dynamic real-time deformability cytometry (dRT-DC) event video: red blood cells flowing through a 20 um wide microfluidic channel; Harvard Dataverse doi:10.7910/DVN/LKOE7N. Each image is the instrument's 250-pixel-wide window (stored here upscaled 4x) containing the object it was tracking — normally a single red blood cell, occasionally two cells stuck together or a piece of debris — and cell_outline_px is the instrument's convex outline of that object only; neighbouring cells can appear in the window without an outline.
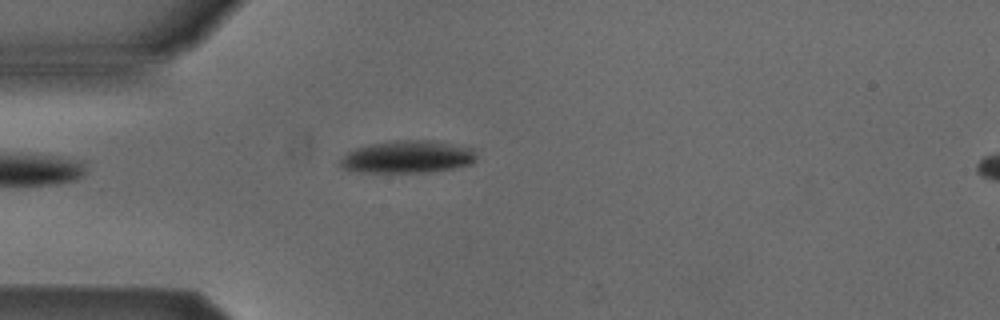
{"species": "Egyptian fruit bat (a non-hibernating species)", "species_latin": "Rousettus aegyptiacus", "temperature_condition": "cold", "stored_images_in_passage": 34, "camera_frame_rate_fps": 3000, "um_per_image_px": 0.085, "animal": {"sex": "male"}, "frame": {"image": 1, "passage_image": 1, "time_ms": 0.0, "image_size_px": [1000, 320], "cell_outline_px": [[476, 160], [472, 164], [432, 172], [356, 172], [340, 168], [340, 156], [344, 152], [356, 148], [372, 144], [396, 140], [436, 140], [472, 148], [476, 156]], "centroid_in_image_um": [34.61, 13.33], "position_along_channel_um": 50.4, "area_um2": 26.07}}
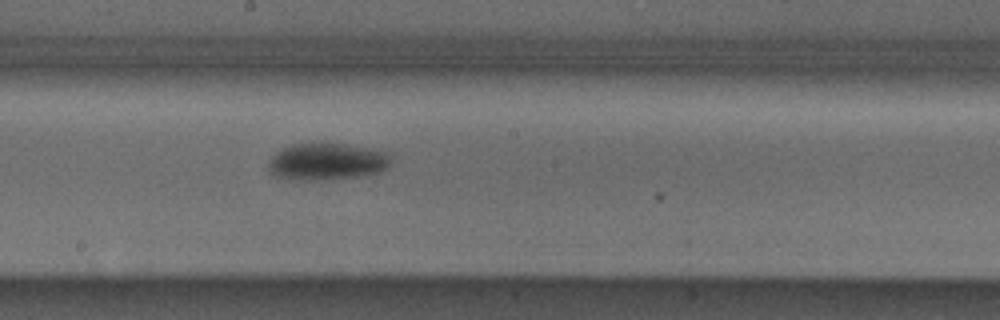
{"frame": {"image": 2, "passage_image": 15, "time_ms": 4.667, "image_size_px": [1000, 320], "cell_outline_px": [[392, 160], [388, 168], [380, 172], [356, 176], [324, 180], [288, 180], [276, 176], [268, 168], [268, 160], [276, 152], [292, 144], [320, 140], [344, 144], [388, 152]], "centroid_in_image_um": [27.76, 13.71], "position_along_channel_um": 220.4, "area_um2": 27.05}}
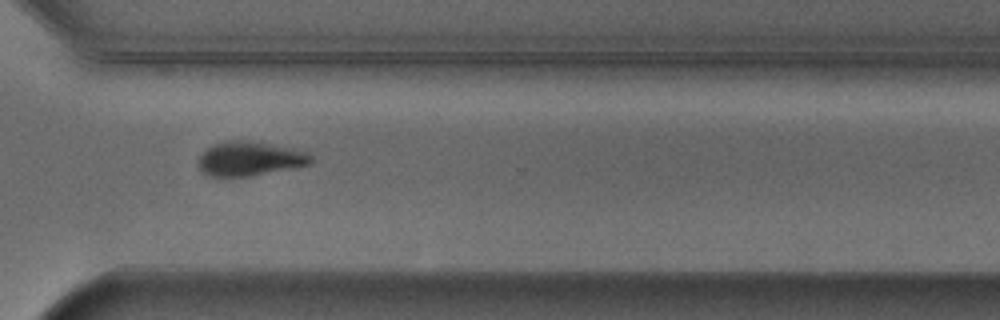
{"frame": {"image": 3, "passage_image": 25, "time_ms": 8.0, "image_size_px": [1000, 320], "cell_outline_px": [[312, 164], [292, 168], [248, 176], [208, 176], [200, 172], [200, 156], [212, 144], [228, 140], [248, 140], [292, 148], [308, 152], [312, 156]], "centroid_in_image_um": [21.24, 13.48], "position_along_channel_um": 349.4, "area_um2": 22.37}, "authors_computed_cell_mechanics": {"area_um2": 26.2701, "velocity_mm_per_s": 3.8779, "shape_relaxation_time_tau1_ms": 1.7697, "shape_relaxation_time_tau2_ms": null, "deformation_change_tau1": 0.0991, "deformation_change_tau2": null}}